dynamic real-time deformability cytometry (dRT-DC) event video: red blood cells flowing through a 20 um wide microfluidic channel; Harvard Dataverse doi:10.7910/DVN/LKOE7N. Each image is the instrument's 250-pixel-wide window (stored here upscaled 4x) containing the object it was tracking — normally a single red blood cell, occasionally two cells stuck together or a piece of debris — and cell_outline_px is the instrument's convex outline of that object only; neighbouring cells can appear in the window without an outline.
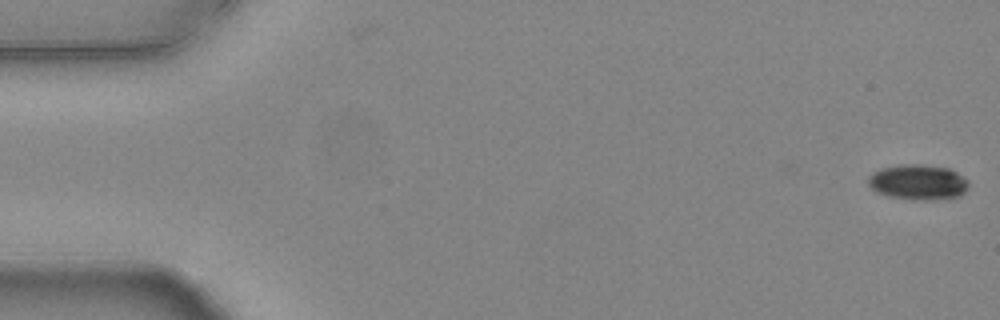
{"species": "common noctule bat (a hibernating species)", "species_latin": "Nyctalus noctula", "temperature_condition": "warm", "stored_images_in_passage": 50, "camera_frame_rate_fps": 3000, "um_per_image_px": 0.085, "animal": {"sex": "female", "body_mass_g": 24.6, "forearm_length_mm": 56.2}, "frame": {"image": 1, "passage_image": 1, "time_ms": 0.0, "image_size_px": [1000, 320], "cell_outline_px": [[968, 184], [964, 192], [960, 196], [888, 196], [876, 192], [868, 184], [868, 176], [872, 172], [880, 168], [900, 164], [920, 164], [948, 168], [956, 172], [968, 180]], "centroid_in_image_um": [77.97, 15.39], "position_along_channel_um": 7.0, "area_um2": 19.48}}
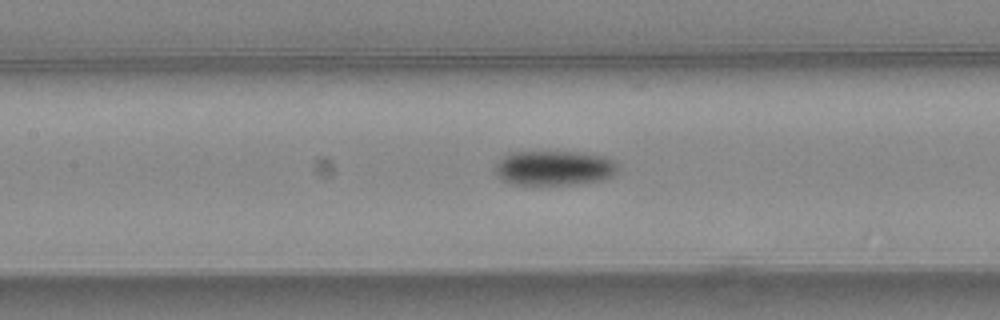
{"frame": {"image": 2, "passage_image": 25, "time_ms": 8.0, "image_size_px": [1000, 320], "cell_outline_px": [[616, 172], [612, 176], [604, 180], [572, 184], [512, 184], [500, 180], [496, 176], [496, 160], [508, 152], [584, 152], [608, 156], [616, 160]], "centroid_in_image_um": [47.1, 14.26], "position_along_channel_um": 160.3, "area_um2": 25.26}}
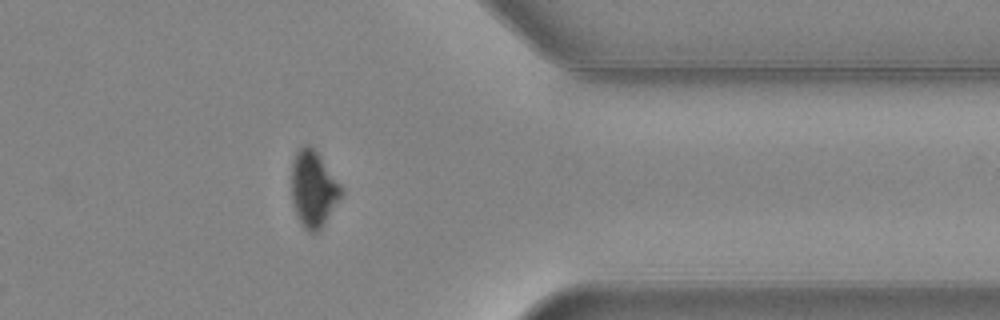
{"frame": {"image": 3, "passage_image": 44, "time_ms": 14.333, "image_size_px": [1000, 320], "cell_outline_px": [[344, 192], [320, 232], [308, 232], [304, 228], [296, 216], [292, 200], [292, 160], [296, 152], [304, 144], [308, 144], [320, 156], [344, 188]], "centroid_in_image_um": [26.65, 16.09], "position_along_channel_um": 384.7, "area_um2": 22.31}}